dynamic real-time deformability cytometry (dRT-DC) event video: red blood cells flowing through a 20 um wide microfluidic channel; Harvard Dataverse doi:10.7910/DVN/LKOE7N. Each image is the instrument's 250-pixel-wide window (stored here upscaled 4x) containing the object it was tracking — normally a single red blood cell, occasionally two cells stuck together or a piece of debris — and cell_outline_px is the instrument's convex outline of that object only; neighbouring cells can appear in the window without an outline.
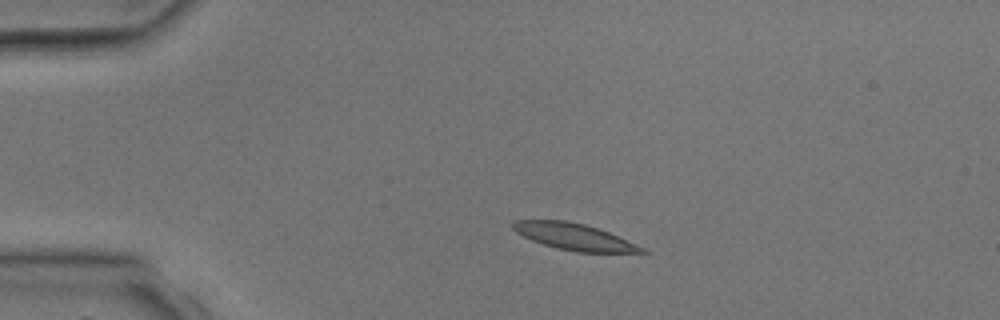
{"species": "common noctule bat (a hibernating species)", "species_latin": "Nyctalus noctula", "temperature_condition": "room temperature", "stored_images_in_passage": 3, "camera_frame_rate_fps": 3000, "um_per_image_px": 0.085, "animal": {"sex": "male", "body_mass_g": 17.9, "forearm_length_mm": 54.2}, "frame": {"image": 1, "passage_image": 2, "time_ms": 1.333, "image_size_px": [1000, 320], "cell_outline_px": [[648, 252], [576, 252], [556, 248], [532, 240], [516, 232], [512, 228], [512, 220], [564, 220], [584, 224], [608, 232], [644, 248]], "centroid_in_image_um": [48.74, 20.11], "position_along_channel_um": 36.3, "area_um2": 19.54}}